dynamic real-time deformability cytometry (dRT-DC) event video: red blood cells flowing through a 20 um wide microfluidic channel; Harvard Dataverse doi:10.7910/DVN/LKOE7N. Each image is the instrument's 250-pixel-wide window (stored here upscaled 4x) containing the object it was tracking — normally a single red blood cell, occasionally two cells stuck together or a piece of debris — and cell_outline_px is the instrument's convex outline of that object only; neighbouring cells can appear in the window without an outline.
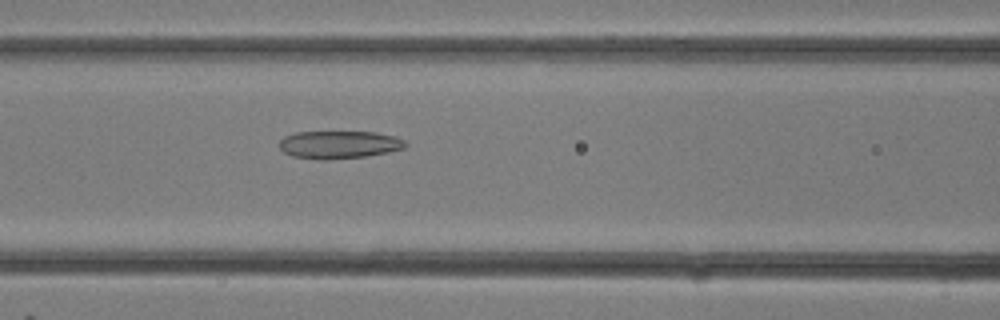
{"species": "common noctule bat (a hibernating species)", "species_latin": "Nyctalus noctula", "temperature_condition": "room temperature", "stored_images_in_passage": 28, "camera_frame_rate_fps": 3000, "um_per_image_px": 0.085, "animal": {"sex": "female"}, "frame": {"image": 1, "passage_image": 10, "time_ms": 3.0, "image_size_px": [1000, 320], "cell_outline_px": [[408, 144], [404, 148], [388, 152], [364, 156], [328, 160], [316, 160], [292, 156], [284, 152], [280, 148], [280, 140], [284, 136], [296, 132], [376, 132], [396, 136], [404, 140]], "centroid_in_image_um": [28.82, 12.3], "position_along_channel_um": 137.8, "area_um2": 20.52}}
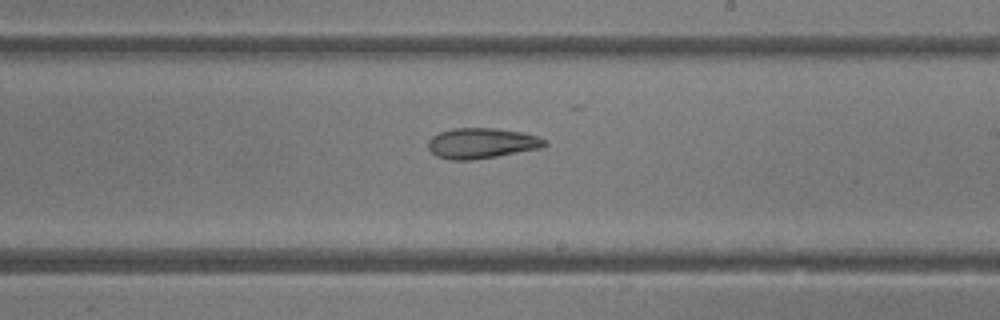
{"frame": {"image": 2, "passage_image": 15, "time_ms": 4.667, "image_size_px": [1000, 320], "cell_outline_px": [[548, 144], [540, 148], [496, 156], [472, 160], [452, 160], [436, 156], [428, 148], [428, 140], [432, 136], [440, 132], [452, 128], [496, 128], [524, 132], [548, 140]], "centroid_in_image_um": [40.94, 12.16], "position_along_channel_um": 248.1, "area_um2": 20.75}}
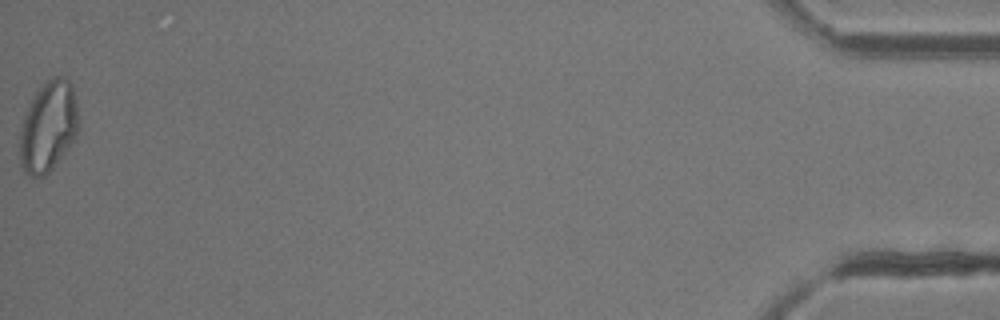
{"frame": {"image": 3, "passage_image": 28, "time_ms": 9.0, "image_size_px": [1000, 320], "cell_outline_px": [[80, 128], [76, 136], [68, 148], [52, 168], [44, 176], [28, 176], [24, 172], [20, 164], [20, 132], [24, 116], [36, 92], [44, 80], [52, 76], [60, 76], [68, 80], [72, 84], [76, 100], [80, 124]], "centroid_in_image_um": [4.13, 10.74], "position_along_channel_um": 431.1, "area_um2": 31.21}}